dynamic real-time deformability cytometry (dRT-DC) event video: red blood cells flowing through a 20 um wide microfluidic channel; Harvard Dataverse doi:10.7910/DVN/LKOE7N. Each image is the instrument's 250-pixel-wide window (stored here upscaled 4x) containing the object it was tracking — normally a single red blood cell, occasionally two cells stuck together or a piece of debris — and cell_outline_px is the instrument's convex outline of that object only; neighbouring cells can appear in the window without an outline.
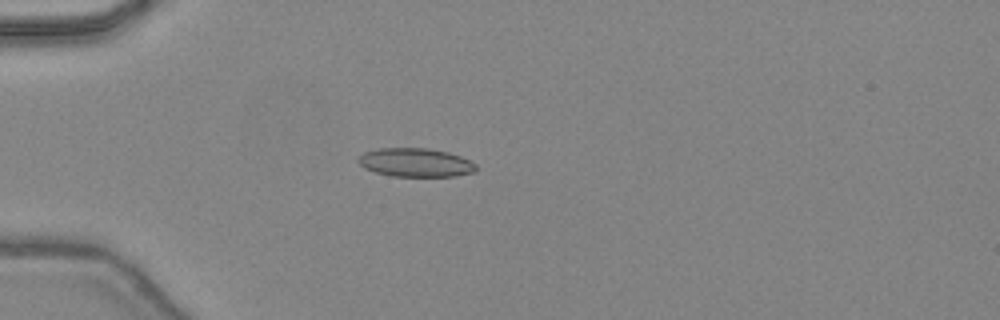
{"species": "common noctule bat (a hibernating species)", "species_latin": "Nyctalus noctula", "temperature_condition": "warm", "stored_images_in_passage": 47, "camera_frame_rate_fps": 3000, "um_per_image_px": 0.085, "animal": {"sex": "female", "body_mass_g": 24.6, "forearm_length_mm": 56.2}, "frame": {"image": 1, "passage_image": 14, "time_ms": 4.333, "image_size_px": [1000, 320], "cell_outline_px": [[476, 172], [456, 176], [392, 176], [376, 172], [364, 168], [356, 160], [356, 156], [364, 152], [380, 148], [428, 148], [448, 152], [460, 156], [476, 164]], "centroid_in_image_um": [35.3, 13.81], "position_along_channel_um": 49.7, "area_um2": 19.77}}
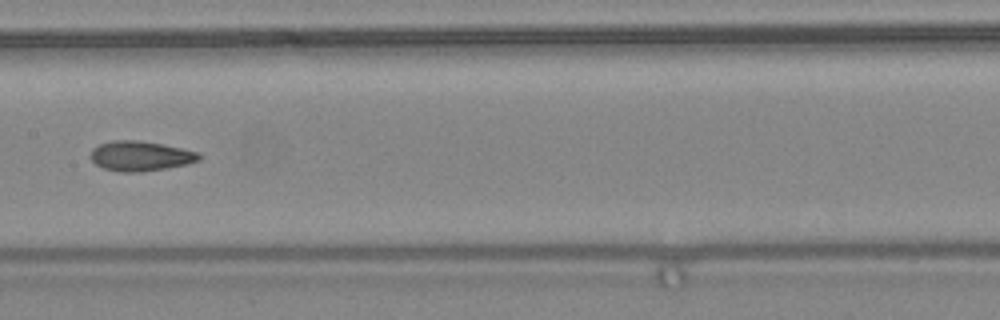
{"frame": {"image": 2, "passage_image": 25, "time_ms": 8.0, "image_size_px": [1000, 320], "cell_outline_px": [[200, 160], [188, 164], [168, 168], [140, 172], [120, 172], [104, 168], [96, 164], [88, 156], [92, 148], [100, 144], [112, 140], [136, 140], [160, 144], [200, 152]], "centroid_in_image_um": [11.92, 13.27], "position_along_channel_um": 195.5, "area_um2": 18.96}}
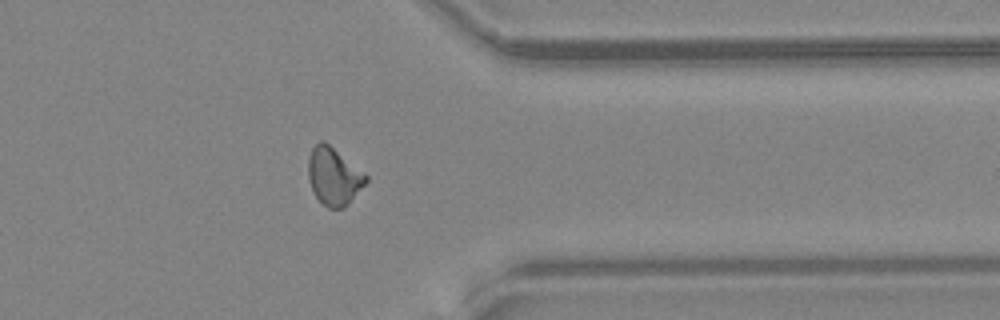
{"frame": {"image": 3, "passage_image": 38, "time_ms": 12.333, "image_size_px": [1000, 320], "cell_outline_px": [[368, 180], [348, 204], [344, 208], [328, 208], [316, 196], [308, 180], [308, 160], [312, 148], [320, 140], [324, 140], [364, 172], [368, 176]], "centroid_in_image_um": [28.37, 14.97], "position_along_channel_um": 383.0, "area_um2": 19.19}, "authors_computed_cell_mechanics": {"area_um2": 18.7272, "velocity_mm_per_s": 4.5026, "shape_relaxation_time_tau1_ms": null, "shape_relaxation_time_tau2_ms": 1.838, "deformation_change_tau1": null, "deformation_change_tau2": 0.0698}}